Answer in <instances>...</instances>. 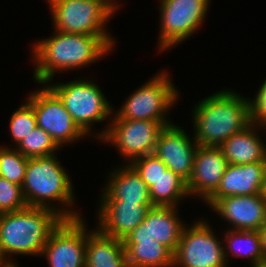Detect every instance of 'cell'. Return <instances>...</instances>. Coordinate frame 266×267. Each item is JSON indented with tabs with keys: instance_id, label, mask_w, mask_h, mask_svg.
Segmentation results:
<instances>
[{
	"instance_id": "6da1fadb",
	"label": "cell",
	"mask_w": 266,
	"mask_h": 267,
	"mask_svg": "<svg viewBox=\"0 0 266 267\" xmlns=\"http://www.w3.org/2000/svg\"><path fill=\"white\" fill-rule=\"evenodd\" d=\"M32 46L35 82L46 84L58 72L81 69L103 59L115 47V38L55 30L53 36Z\"/></svg>"
},
{
	"instance_id": "7a4b0ae2",
	"label": "cell",
	"mask_w": 266,
	"mask_h": 267,
	"mask_svg": "<svg viewBox=\"0 0 266 267\" xmlns=\"http://www.w3.org/2000/svg\"><path fill=\"white\" fill-rule=\"evenodd\" d=\"M193 108L192 135L198 146L219 147L251 124L248 97L232 89L217 91Z\"/></svg>"
},
{
	"instance_id": "3957f363",
	"label": "cell",
	"mask_w": 266,
	"mask_h": 267,
	"mask_svg": "<svg viewBox=\"0 0 266 267\" xmlns=\"http://www.w3.org/2000/svg\"><path fill=\"white\" fill-rule=\"evenodd\" d=\"M62 220L55 211L41 207L0 213V254L4 263L18 265L11 258L15 254L40 256L50 233Z\"/></svg>"
},
{
	"instance_id": "277c9868",
	"label": "cell",
	"mask_w": 266,
	"mask_h": 267,
	"mask_svg": "<svg viewBox=\"0 0 266 267\" xmlns=\"http://www.w3.org/2000/svg\"><path fill=\"white\" fill-rule=\"evenodd\" d=\"M57 158V153L28 158L22 185L25 200L29 207L51 209L63 219L80 218L82 216L80 212L72 208L76 194L71 178ZM52 201L57 202L58 205H54L55 202Z\"/></svg>"
},
{
	"instance_id": "5b68a950",
	"label": "cell",
	"mask_w": 266,
	"mask_h": 267,
	"mask_svg": "<svg viewBox=\"0 0 266 267\" xmlns=\"http://www.w3.org/2000/svg\"><path fill=\"white\" fill-rule=\"evenodd\" d=\"M46 84L60 98L73 121L86 135L95 137L91 131L93 123L111 120L113 105L94 81L79 78L66 83Z\"/></svg>"
},
{
	"instance_id": "8992f818",
	"label": "cell",
	"mask_w": 266,
	"mask_h": 267,
	"mask_svg": "<svg viewBox=\"0 0 266 267\" xmlns=\"http://www.w3.org/2000/svg\"><path fill=\"white\" fill-rule=\"evenodd\" d=\"M166 70L154 75L148 82L124 101L119 110H115L112 119L153 120L159 123L170 122V108L178 101L180 91L174 86ZM174 104V105H173ZM168 117V119H167Z\"/></svg>"
},
{
	"instance_id": "52a82bcc",
	"label": "cell",
	"mask_w": 266,
	"mask_h": 267,
	"mask_svg": "<svg viewBox=\"0 0 266 267\" xmlns=\"http://www.w3.org/2000/svg\"><path fill=\"white\" fill-rule=\"evenodd\" d=\"M103 131L95 133L98 141L115 146L130 164L134 159L152 154L160 132L173 123L153 120L111 119Z\"/></svg>"
},
{
	"instance_id": "ba28073f",
	"label": "cell",
	"mask_w": 266,
	"mask_h": 267,
	"mask_svg": "<svg viewBox=\"0 0 266 267\" xmlns=\"http://www.w3.org/2000/svg\"><path fill=\"white\" fill-rule=\"evenodd\" d=\"M56 31L114 37L107 31V23L114 14L96 0H47ZM106 25V26H105ZM109 33V34H108Z\"/></svg>"
},
{
	"instance_id": "9c48e42d",
	"label": "cell",
	"mask_w": 266,
	"mask_h": 267,
	"mask_svg": "<svg viewBox=\"0 0 266 267\" xmlns=\"http://www.w3.org/2000/svg\"><path fill=\"white\" fill-rule=\"evenodd\" d=\"M211 0H160L158 50L176 47L191 37L207 16Z\"/></svg>"
},
{
	"instance_id": "30bf717a",
	"label": "cell",
	"mask_w": 266,
	"mask_h": 267,
	"mask_svg": "<svg viewBox=\"0 0 266 267\" xmlns=\"http://www.w3.org/2000/svg\"><path fill=\"white\" fill-rule=\"evenodd\" d=\"M206 220L199 218L190 224V227L189 224L185 225L174 253L175 267L228 266L224 256V245Z\"/></svg>"
},
{
	"instance_id": "8fae6325",
	"label": "cell",
	"mask_w": 266,
	"mask_h": 267,
	"mask_svg": "<svg viewBox=\"0 0 266 267\" xmlns=\"http://www.w3.org/2000/svg\"><path fill=\"white\" fill-rule=\"evenodd\" d=\"M27 96L33 107L37 127L47 132L61 148L87 136L73 121L60 98L45 84Z\"/></svg>"
},
{
	"instance_id": "7c38bea8",
	"label": "cell",
	"mask_w": 266,
	"mask_h": 267,
	"mask_svg": "<svg viewBox=\"0 0 266 267\" xmlns=\"http://www.w3.org/2000/svg\"><path fill=\"white\" fill-rule=\"evenodd\" d=\"M83 217L63 219L50 233L41 253L49 267H85L86 223Z\"/></svg>"
},
{
	"instance_id": "4fadbf2b",
	"label": "cell",
	"mask_w": 266,
	"mask_h": 267,
	"mask_svg": "<svg viewBox=\"0 0 266 267\" xmlns=\"http://www.w3.org/2000/svg\"><path fill=\"white\" fill-rule=\"evenodd\" d=\"M197 147L194 137H189L181 126L173 123L160 132L153 153L187 183L192 174Z\"/></svg>"
},
{
	"instance_id": "5bb4252c",
	"label": "cell",
	"mask_w": 266,
	"mask_h": 267,
	"mask_svg": "<svg viewBox=\"0 0 266 267\" xmlns=\"http://www.w3.org/2000/svg\"><path fill=\"white\" fill-rule=\"evenodd\" d=\"M210 208L233 230L259 231L266 224V202L261 194L218 198Z\"/></svg>"
},
{
	"instance_id": "9a60e30c",
	"label": "cell",
	"mask_w": 266,
	"mask_h": 267,
	"mask_svg": "<svg viewBox=\"0 0 266 267\" xmlns=\"http://www.w3.org/2000/svg\"><path fill=\"white\" fill-rule=\"evenodd\" d=\"M228 162L219 147L198 146L191 177L186 183L188 195L205 202L218 188Z\"/></svg>"
},
{
	"instance_id": "2e32d148",
	"label": "cell",
	"mask_w": 266,
	"mask_h": 267,
	"mask_svg": "<svg viewBox=\"0 0 266 267\" xmlns=\"http://www.w3.org/2000/svg\"><path fill=\"white\" fill-rule=\"evenodd\" d=\"M153 204L99 201L97 227L106 235L123 240L144 221Z\"/></svg>"
},
{
	"instance_id": "e0dca14e",
	"label": "cell",
	"mask_w": 266,
	"mask_h": 267,
	"mask_svg": "<svg viewBox=\"0 0 266 267\" xmlns=\"http://www.w3.org/2000/svg\"><path fill=\"white\" fill-rule=\"evenodd\" d=\"M265 171L266 162L228 164L217 190L204 203L210 207L218 198L261 194Z\"/></svg>"
},
{
	"instance_id": "ac0fdd59",
	"label": "cell",
	"mask_w": 266,
	"mask_h": 267,
	"mask_svg": "<svg viewBox=\"0 0 266 267\" xmlns=\"http://www.w3.org/2000/svg\"><path fill=\"white\" fill-rule=\"evenodd\" d=\"M108 177L100 201L152 204L148 186L130 164L125 162Z\"/></svg>"
},
{
	"instance_id": "d6986e66",
	"label": "cell",
	"mask_w": 266,
	"mask_h": 267,
	"mask_svg": "<svg viewBox=\"0 0 266 267\" xmlns=\"http://www.w3.org/2000/svg\"><path fill=\"white\" fill-rule=\"evenodd\" d=\"M86 226L85 267H128L123 240Z\"/></svg>"
},
{
	"instance_id": "ffe728a7",
	"label": "cell",
	"mask_w": 266,
	"mask_h": 267,
	"mask_svg": "<svg viewBox=\"0 0 266 267\" xmlns=\"http://www.w3.org/2000/svg\"><path fill=\"white\" fill-rule=\"evenodd\" d=\"M260 129V126L251 123L219 146L228 164L266 162V142L259 136Z\"/></svg>"
},
{
	"instance_id": "44dd1931",
	"label": "cell",
	"mask_w": 266,
	"mask_h": 267,
	"mask_svg": "<svg viewBox=\"0 0 266 267\" xmlns=\"http://www.w3.org/2000/svg\"><path fill=\"white\" fill-rule=\"evenodd\" d=\"M177 207L154 206L144 220L149 224V233L159 243L176 252L182 231L185 227Z\"/></svg>"
},
{
	"instance_id": "7402d4cb",
	"label": "cell",
	"mask_w": 266,
	"mask_h": 267,
	"mask_svg": "<svg viewBox=\"0 0 266 267\" xmlns=\"http://www.w3.org/2000/svg\"><path fill=\"white\" fill-rule=\"evenodd\" d=\"M128 267H175L174 253L157 240H123Z\"/></svg>"
},
{
	"instance_id": "603a6c76",
	"label": "cell",
	"mask_w": 266,
	"mask_h": 267,
	"mask_svg": "<svg viewBox=\"0 0 266 267\" xmlns=\"http://www.w3.org/2000/svg\"><path fill=\"white\" fill-rule=\"evenodd\" d=\"M227 231V232H226ZM223 241L224 256L226 262L228 257L247 258L250 265L265 260L262 250V239L259 231L227 229ZM225 242V243H224Z\"/></svg>"
},
{
	"instance_id": "cb8c5ba5",
	"label": "cell",
	"mask_w": 266,
	"mask_h": 267,
	"mask_svg": "<svg viewBox=\"0 0 266 267\" xmlns=\"http://www.w3.org/2000/svg\"><path fill=\"white\" fill-rule=\"evenodd\" d=\"M153 206L179 207L178 203L189 197L186 182L170 169L149 188Z\"/></svg>"
},
{
	"instance_id": "d4e9b609",
	"label": "cell",
	"mask_w": 266,
	"mask_h": 267,
	"mask_svg": "<svg viewBox=\"0 0 266 267\" xmlns=\"http://www.w3.org/2000/svg\"><path fill=\"white\" fill-rule=\"evenodd\" d=\"M28 158L22 155L16 148L0 146V177L20 185H23Z\"/></svg>"
},
{
	"instance_id": "484cf974",
	"label": "cell",
	"mask_w": 266,
	"mask_h": 267,
	"mask_svg": "<svg viewBox=\"0 0 266 267\" xmlns=\"http://www.w3.org/2000/svg\"><path fill=\"white\" fill-rule=\"evenodd\" d=\"M27 158H35L56 154L60 148L52 137L42 128L36 127L16 147Z\"/></svg>"
},
{
	"instance_id": "4316f807",
	"label": "cell",
	"mask_w": 266,
	"mask_h": 267,
	"mask_svg": "<svg viewBox=\"0 0 266 267\" xmlns=\"http://www.w3.org/2000/svg\"><path fill=\"white\" fill-rule=\"evenodd\" d=\"M37 127L33 107L26 101L21 104L9 120V131L15 148Z\"/></svg>"
},
{
	"instance_id": "83f0119b",
	"label": "cell",
	"mask_w": 266,
	"mask_h": 267,
	"mask_svg": "<svg viewBox=\"0 0 266 267\" xmlns=\"http://www.w3.org/2000/svg\"><path fill=\"white\" fill-rule=\"evenodd\" d=\"M130 165L150 188L168 169L165 163L154 153L134 159Z\"/></svg>"
},
{
	"instance_id": "f1b7e54d",
	"label": "cell",
	"mask_w": 266,
	"mask_h": 267,
	"mask_svg": "<svg viewBox=\"0 0 266 267\" xmlns=\"http://www.w3.org/2000/svg\"><path fill=\"white\" fill-rule=\"evenodd\" d=\"M28 207L22 186L0 177V213L19 211Z\"/></svg>"
},
{
	"instance_id": "f546056e",
	"label": "cell",
	"mask_w": 266,
	"mask_h": 267,
	"mask_svg": "<svg viewBox=\"0 0 266 267\" xmlns=\"http://www.w3.org/2000/svg\"><path fill=\"white\" fill-rule=\"evenodd\" d=\"M250 121L252 124L266 128V79L262 82L254 99H249Z\"/></svg>"
},
{
	"instance_id": "4dcf8cb0",
	"label": "cell",
	"mask_w": 266,
	"mask_h": 267,
	"mask_svg": "<svg viewBox=\"0 0 266 267\" xmlns=\"http://www.w3.org/2000/svg\"><path fill=\"white\" fill-rule=\"evenodd\" d=\"M150 236L149 224L144 220L133 231H131L123 240H153Z\"/></svg>"
},
{
	"instance_id": "1f68e13d",
	"label": "cell",
	"mask_w": 266,
	"mask_h": 267,
	"mask_svg": "<svg viewBox=\"0 0 266 267\" xmlns=\"http://www.w3.org/2000/svg\"><path fill=\"white\" fill-rule=\"evenodd\" d=\"M104 4L114 15L119 7V4L115 0H96Z\"/></svg>"
},
{
	"instance_id": "d6a6232c",
	"label": "cell",
	"mask_w": 266,
	"mask_h": 267,
	"mask_svg": "<svg viewBox=\"0 0 266 267\" xmlns=\"http://www.w3.org/2000/svg\"><path fill=\"white\" fill-rule=\"evenodd\" d=\"M262 239V250L266 260V224L259 230Z\"/></svg>"
},
{
	"instance_id": "836d02e7",
	"label": "cell",
	"mask_w": 266,
	"mask_h": 267,
	"mask_svg": "<svg viewBox=\"0 0 266 267\" xmlns=\"http://www.w3.org/2000/svg\"><path fill=\"white\" fill-rule=\"evenodd\" d=\"M261 195L266 202V171H265V175H264V181H263V186H262V190H261Z\"/></svg>"
},
{
	"instance_id": "e575fe53",
	"label": "cell",
	"mask_w": 266,
	"mask_h": 267,
	"mask_svg": "<svg viewBox=\"0 0 266 267\" xmlns=\"http://www.w3.org/2000/svg\"><path fill=\"white\" fill-rule=\"evenodd\" d=\"M251 267H266V260L259 261L255 263L254 265H252Z\"/></svg>"
},
{
	"instance_id": "d590c367",
	"label": "cell",
	"mask_w": 266,
	"mask_h": 267,
	"mask_svg": "<svg viewBox=\"0 0 266 267\" xmlns=\"http://www.w3.org/2000/svg\"><path fill=\"white\" fill-rule=\"evenodd\" d=\"M5 266H7V265L4 263V261L1 257V254H0V267H5Z\"/></svg>"
},
{
	"instance_id": "8d00e7d4",
	"label": "cell",
	"mask_w": 266,
	"mask_h": 267,
	"mask_svg": "<svg viewBox=\"0 0 266 267\" xmlns=\"http://www.w3.org/2000/svg\"><path fill=\"white\" fill-rule=\"evenodd\" d=\"M5 267H19V265H7Z\"/></svg>"
}]
</instances>
